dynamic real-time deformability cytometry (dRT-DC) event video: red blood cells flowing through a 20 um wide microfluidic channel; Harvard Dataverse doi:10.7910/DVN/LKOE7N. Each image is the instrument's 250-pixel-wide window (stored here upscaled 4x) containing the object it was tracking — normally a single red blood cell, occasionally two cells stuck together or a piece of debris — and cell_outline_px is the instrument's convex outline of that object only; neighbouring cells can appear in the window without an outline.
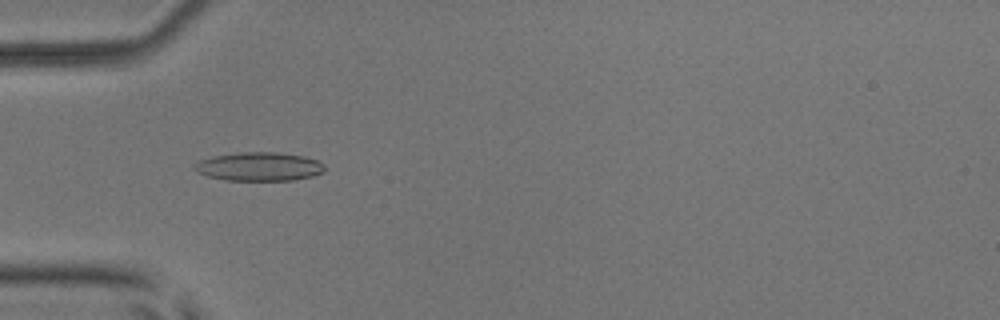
{"species": "common noctule bat (a hibernating species)", "species_latin": "Nyctalus noctula", "temperature_condition": "room temperature", "stored_images_in_passage": 54, "camera_frame_rate_fps": 3000, "um_per_image_px": 0.085, "animal": {"sex": "male", "body_mass_g": 17.9, "forearm_length_mm": 54.2}, "frame": {"image": 1, "passage_image": 18, "time_ms": 5.667, "image_size_px": [1000, 320], "cell_outline_px": [[324, 172], [312, 176], [292, 180], [224, 180], [208, 176], [196, 172], [192, 168], [196, 160], [212, 156], [240, 152], [276, 152], [304, 156], [316, 160], [324, 164]], "centroid_in_image_um": [21.97, 14.15], "position_along_channel_um": 63.0, "area_um2": 21.91}}
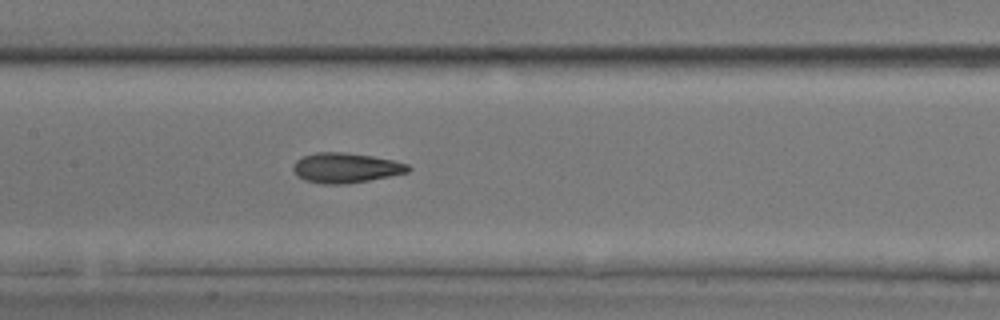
{"frame": {"image": 2, "passage_image": 27, "time_ms": 8.667, "image_size_px": [1000, 320], "cell_outline_px": [[412, 168], [408, 172], [368, 180], [344, 184], [320, 184], [304, 180], [296, 176], [292, 168], [292, 164], [296, 160], [304, 156], [316, 152], [344, 152], [372, 156], [392, 160], [408, 164]], "centroid_in_image_um": [29.34, 14.27], "position_along_channel_um": 178.1, "area_um2": 20.11}}
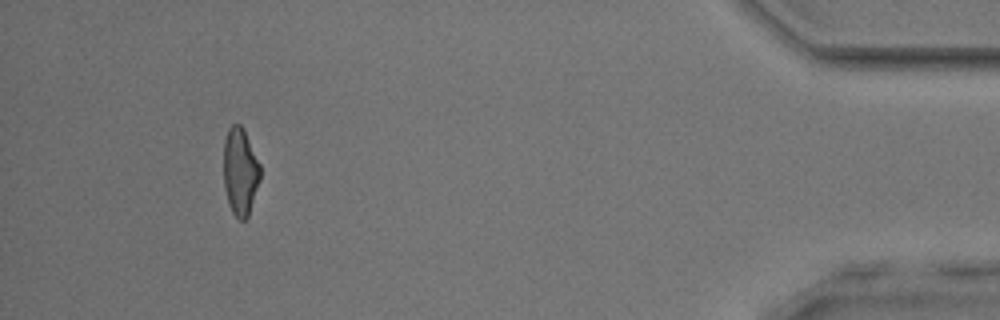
{"frame": {"image": 3, "passage_image": 50, "time_ms": 16.333, "image_size_px": [1000, 320], "cell_outline_px": [[260, 180], [248, 216], [244, 220], [240, 220], [232, 212], [228, 204], [224, 188], [224, 140], [228, 128], [232, 124], [240, 124], [244, 128], [260, 164]], "centroid_in_image_um": [20.41, 14.56], "position_along_channel_um": 414.8, "area_um2": 18.79}, "authors_computed_cell_mechanics": {"area_um2": 19.6809, "velocity_mm_per_s": 3.9218, "shape_relaxation_time_tau1_ms": 2.7396, "shape_relaxation_time_tau2_ms": 1.7442, "deformation_change_tau1": 0.1435, "deformation_change_tau2": 0.1085}}